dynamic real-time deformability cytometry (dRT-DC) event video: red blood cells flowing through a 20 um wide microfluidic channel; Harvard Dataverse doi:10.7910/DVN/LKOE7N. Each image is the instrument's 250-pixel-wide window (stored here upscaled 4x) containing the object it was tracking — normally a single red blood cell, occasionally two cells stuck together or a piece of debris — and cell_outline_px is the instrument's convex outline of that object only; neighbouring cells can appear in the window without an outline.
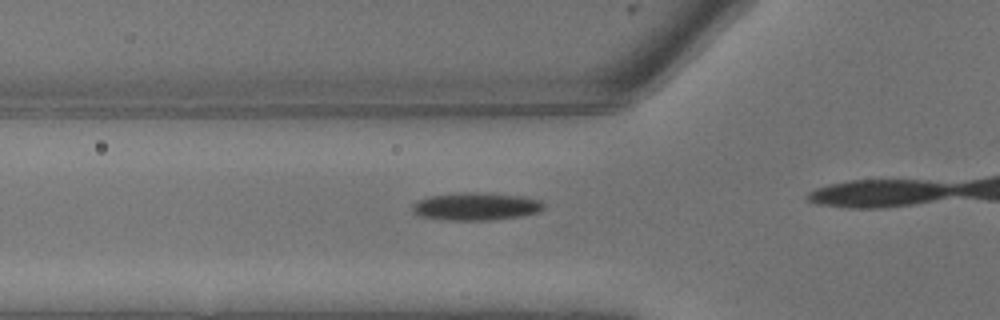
{"species": "common noctule bat (a hibernating species)", "species_latin": "Nyctalus noctula", "temperature_condition": "warm", "stored_images_in_passage": 8, "camera_frame_rate_fps": 3000, "um_per_image_px": 0.085, "animal": {"sex": "male", "body_mass_g": 13.3}, "frame": {"image": 1, "passage_image": 6, "time_ms": 1.667, "image_size_px": [1000, 320], "cell_outline_px": [[544, 208], [540, 212], [524, 216], [492, 220], [444, 220], [420, 216], [412, 212], [412, 204], [428, 196], [460, 192], [476, 192], [524, 196], [540, 200], [544, 204]], "centroid_in_image_um": [40.48, 17.55], "position_along_channel_um": 85.3, "area_um2": 21.5}}